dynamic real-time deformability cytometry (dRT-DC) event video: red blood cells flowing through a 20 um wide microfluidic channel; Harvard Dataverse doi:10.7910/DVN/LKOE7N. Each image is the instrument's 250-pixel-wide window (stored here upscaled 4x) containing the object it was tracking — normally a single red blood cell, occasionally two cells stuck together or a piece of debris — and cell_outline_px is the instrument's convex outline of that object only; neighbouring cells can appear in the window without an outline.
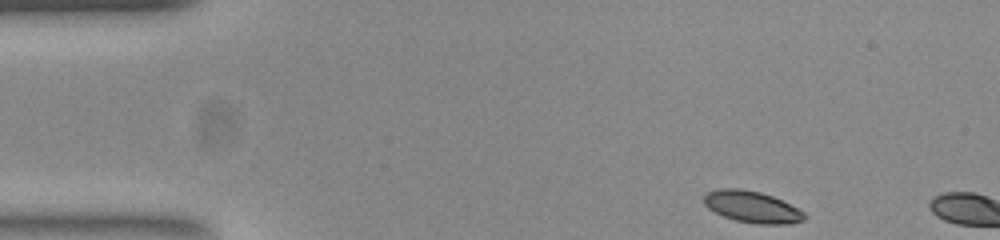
{"species": "common noctule bat (a hibernating species)", "species_latin": "Nyctalus noctula", "temperature_condition": "room temperature", "stored_images_in_passage": 3, "camera_frame_rate_fps": 3000, "um_per_image_px": 0.085, "animal": {"sex": "female", "body_mass_g": 23.0, "forearm_length_mm": 53.4}, "frame": {"image": 1, "passage_image": 1, "time_ms": 0.0, "image_size_px": [1000, 240], "cell_outline_px": [[808, 216], [804, 220], [792, 224], [760, 224], [736, 220], [724, 216], [708, 208], [704, 204], [704, 196], [708, 192], [720, 188], [740, 188], [760, 192], [772, 196], [804, 212]], "centroid_in_image_um": [63.94, 17.59], "position_along_channel_um": 21.1, "area_um2": 18.32}}